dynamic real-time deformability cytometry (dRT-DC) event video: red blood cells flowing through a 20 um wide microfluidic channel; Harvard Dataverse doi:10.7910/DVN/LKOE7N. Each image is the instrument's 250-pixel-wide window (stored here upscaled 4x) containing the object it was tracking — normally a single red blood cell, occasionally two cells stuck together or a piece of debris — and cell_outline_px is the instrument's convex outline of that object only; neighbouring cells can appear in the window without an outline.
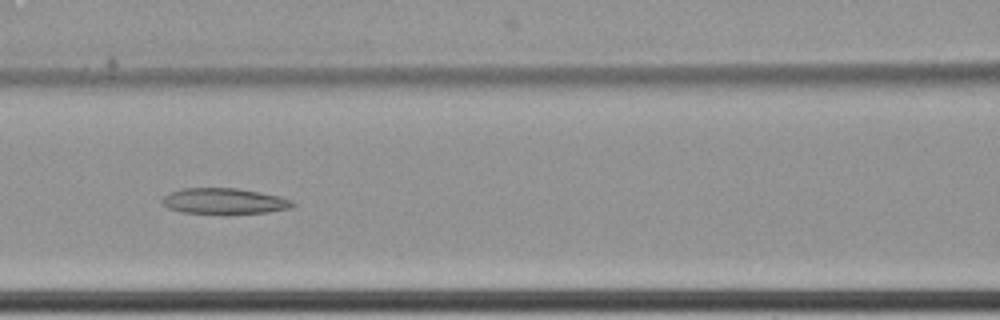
{"species": "common noctule bat (a hibernating species)", "species_latin": "Nyctalus noctula", "temperature_condition": "cold", "stored_images_in_passage": 5, "camera_frame_rate_fps": 3000, "um_per_image_px": 0.085, "animal": {"sex": "female", "body_mass_g": 22.7, "forearm_length_mm": 54.2}, "frame": {"image": 1, "passage_image": 4, "time_ms": 1.0, "image_size_px": [1000, 320], "cell_outline_px": [[296, 204], [292, 208], [268, 212], [224, 216], [180, 212], [168, 208], [160, 200], [168, 192], [184, 188], [236, 188], [260, 192], [280, 196], [292, 200]], "centroid_in_image_um": [19.06, 17.13], "position_along_channel_um": 147.5, "area_um2": 20.52}}
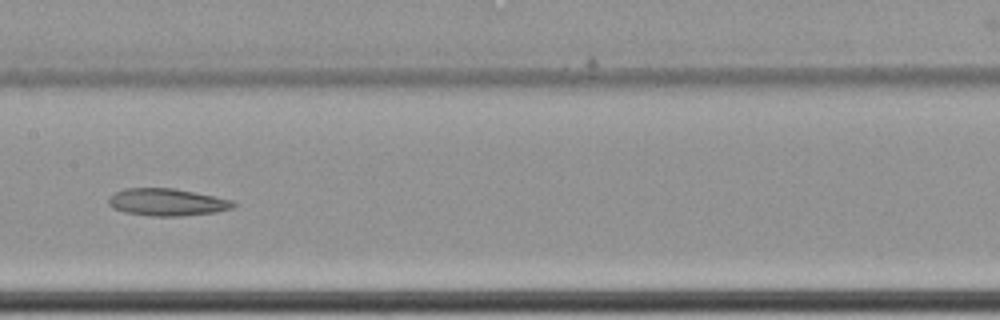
{"frame": {"image": 2, "passage_image": 5, "time_ms": 1.333, "image_size_px": [1000, 320], "cell_outline_px": [[236, 208], [216, 212], [180, 216], [152, 216], [124, 212], [112, 208], [108, 204], [108, 200], [116, 192], [124, 188], [176, 188], [232, 200], [236, 204]], "centroid_in_image_um": [14.22, 17.19], "position_along_channel_um": 193.2, "area_um2": 19.88}}